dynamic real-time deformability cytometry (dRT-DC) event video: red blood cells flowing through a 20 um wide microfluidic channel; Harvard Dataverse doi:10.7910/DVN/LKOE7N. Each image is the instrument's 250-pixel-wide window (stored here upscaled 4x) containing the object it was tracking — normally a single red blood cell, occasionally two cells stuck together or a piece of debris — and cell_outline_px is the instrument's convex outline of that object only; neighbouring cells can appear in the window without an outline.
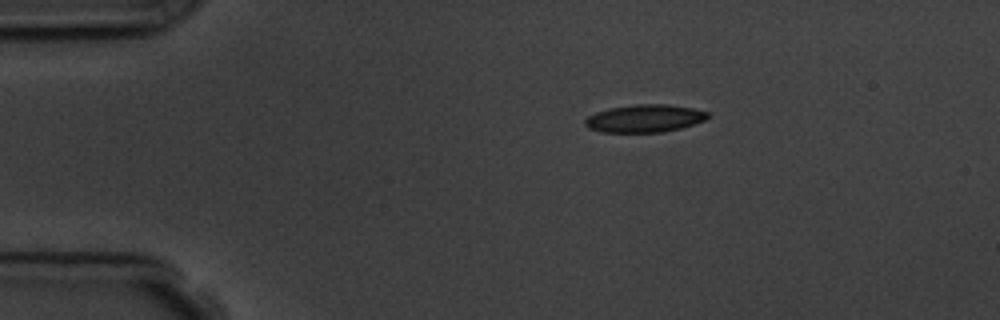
{"species": "common noctule bat (a hibernating species)", "species_latin": "Nyctalus noctula", "temperature_condition": "room temperature", "stored_images_in_passage": 7, "camera_frame_rate_fps": 3000, "um_per_image_px": 0.085, "animal": {"sex": "male", "body_mass_g": 19.5, "forearm_length_mm": 54.6}, "frame": {"image": 1, "passage_image": 1, "time_ms": 0.0, "image_size_px": [1000, 320], "cell_outline_px": [[712, 116], [704, 120], [680, 128], [660, 132], [600, 132], [588, 128], [584, 124], [584, 120], [588, 116], [596, 112], [608, 108], [636, 104], [668, 104], [692, 108], [708, 112]], "centroid_in_image_um": [54.77, 10.06], "position_along_channel_um": 30.2, "area_um2": 19.83}}
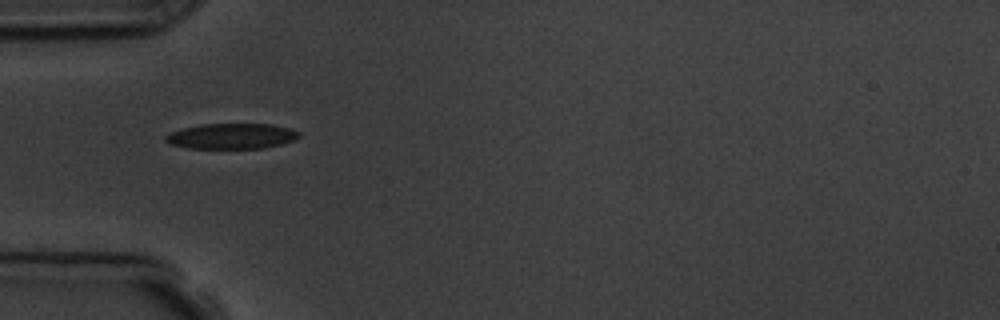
{"frame": {"image": 2, "passage_image": 3, "time_ms": 2.333, "image_size_px": [1000, 320], "cell_outline_px": [[300, 136], [296, 140], [264, 148], [188, 148], [172, 144], [164, 140], [164, 136], [168, 132], [200, 124], [272, 124], [288, 128], [300, 132]], "centroid_in_image_um": [19.68, 11.57], "position_along_channel_um": 65.3, "area_um2": 19.83}}